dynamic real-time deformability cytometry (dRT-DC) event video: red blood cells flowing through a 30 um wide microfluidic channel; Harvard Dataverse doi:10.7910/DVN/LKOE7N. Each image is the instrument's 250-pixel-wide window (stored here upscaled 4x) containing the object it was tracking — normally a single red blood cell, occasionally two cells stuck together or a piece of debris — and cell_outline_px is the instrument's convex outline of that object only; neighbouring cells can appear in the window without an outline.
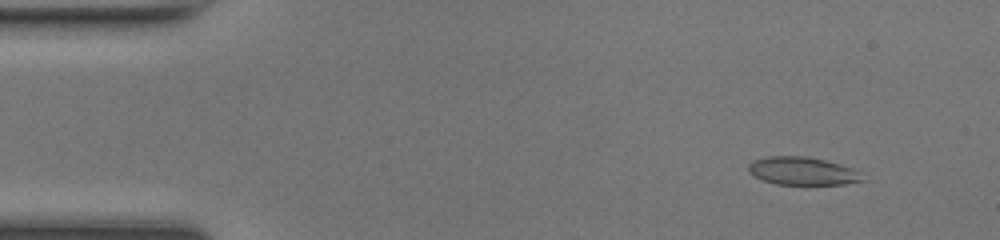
{"species": "common noctule bat (a hibernating species)", "species_latin": "Nyctalus noctula", "temperature_condition": "room temperature", "stored_images_in_passage": 48, "camera_frame_rate_fps": 3000, "um_per_image_px": 0.085, "animal": {"sex": "female", "body_mass_g": 17.0, "forearm_length_mm": 48.0}, "frame": {"image": 1, "passage_image": 5, "time_ms": 1.333, "image_size_px": [1000, 240], "cell_outline_px": [[868, 180], [844, 184], [776, 184], [764, 180], [748, 172], [748, 164], [752, 160], [768, 156], [804, 156], [824, 160], [840, 164], [852, 168], [860, 172]], "centroid_in_image_um": [68.24, 14.53], "position_along_channel_um": 16.8, "area_um2": 18.61}}
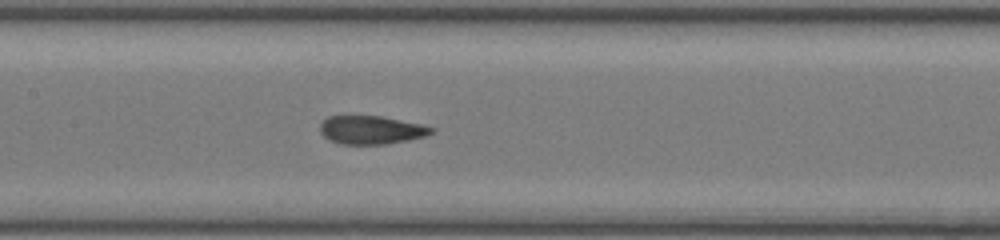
{"frame": {"image": 2, "passage_image": 23, "time_ms": 7.333, "image_size_px": [1000, 240], "cell_outline_px": [[436, 128], [432, 132], [424, 136], [408, 140], [384, 144], [340, 144], [328, 140], [320, 132], [320, 124], [328, 116], [384, 116], [420, 124]], "centroid_in_image_um": [31.53, 11.04], "position_along_channel_um": 175.9, "area_um2": 18.38}}
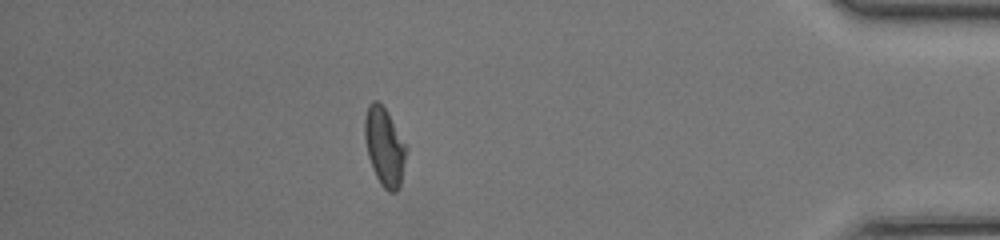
{"frame": {"image": 3, "passage_image": 42, "time_ms": 13.667, "image_size_px": [1000, 240], "cell_outline_px": [[408, 148], [400, 184], [396, 192], [388, 192], [380, 184], [372, 168], [368, 156], [364, 140], [364, 116], [368, 104], [372, 100], [376, 100], [384, 108]], "centroid_in_image_um": [32.66, 12.48], "position_along_channel_um": 402.5, "area_um2": 18.9}, "authors_computed_cell_mechanics": {"area_um2": 18.9295, "velocity_mm_per_s": 4.3387, "shape_relaxation_time_tau1_ms": 4.659, "shape_relaxation_time_tau2_ms": 0.9286, "deformation_change_tau1": 0.1825, "deformation_change_tau2": 0.0767}}